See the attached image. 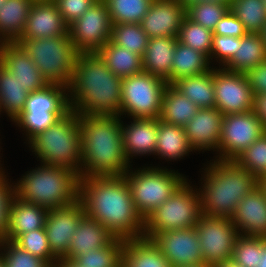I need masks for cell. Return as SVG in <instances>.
<instances>
[{"label":"cell","mask_w":266,"mask_h":267,"mask_svg":"<svg viewBox=\"0 0 266 267\" xmlns=\"http://www.w3.org/2000/svg\"><path fill=\"white\" fill-rule=\"evenodd\" d=\"M79 200L86 215L115 237L143 238L144 219L135 208L124 176L80 177Z\"/></svg>","instance_id":"cell-1"},{"label":"cell","mask_w":266,"mask_h":267,"mask_svg":"<svg viewBox=\"0 0 266 267\" xmlns=\"http://www.w3.org/2000/svg\"><path fill=\"white\" fill-rule=\"evenodd\" d=\"M122 78L106 66L97 52H81L67 91L70 110L78 115L119 116Z\"/></svg>","instance_id":"cell-2"},{"label":"cell","mask_w":266,"mask_h":267,"mask_svg":"<svg viewBox=\"0 0 266 267\" xmlns=\"http://www.w3.org/2000/svg\"><path fill=\"white\" fill-rule=\"evenodd\" d=\"M78 118L82 151L79 177L123 176L130 163L123 151L120 116L81 114Z\"/></svg>","instance_id":"cell-3"},{"label":"cell","mask_w":266,"mask_h":267,"mask_svg":"<svg viewBox=\"0 0 266 267\" xmlns=\"http://www.w3.org/2000/svg\"><path fill=\"white\" fill-rule=\"evenodd\" d=\"M199 191L201 212L212 217L231 219L243 197L258 187V179L234 160H218L204 169Z\"/></svg>","instance_id":"cell-4"},{"label":"cell","mask_w":266,"mask_h":267,"mask_svg":"<svg viewBox=\"0 0 266 267\" xmlns=\"http://www.w3.org/2000/svg\"><path fill=\"white\" fill-rule=\"evenodd\" d=\"M79 181L72 169L41 164L14 185V195L47 209L59 208L79 199Z\"/></svg>","instance_id":"cell-5"},{"label":"cell","mask_w":266,"mask_h":267,"mask_svg":"<svg viewBox=\"0 0 266 267\" xmlns=\"http://www.w3.org/2000/svg\"><path fill=\"white\" fill-rule=\"evenodd\" d=\"M42 164L63 166L80 174L82 163L81 132L78 114L69 111L29 143Z\"/></svg>","instance_id":"cell-6"},{"label":"cell","mask_w":266,"mask_h":267,"mask_svg":"<svg viewBox=\"0 0 266 267\" xmlns=\"http://www.w3.org/2000/svg\"><path fill=\"white\" fill-rule=\"evenodd\" d=\"M16 43L29 55L48 84L69 86L79 54L69 32L56 37L18 39Z\"/></svg>","instance_id":"cell-7"},{"label":"cell","mask_w":266,"mask_h":267,"mask_svg":"<svg viewBox=\"0 0 266 267\" xmlns=\"http://www.w3.org/2000/svg\"><path fill=\"white\" fill-rule=\"evenodd\" d=\"M128 170L125 177L135 208L145 219L153 210L169 199L187 180L182 174L168 169L147 167L132 172Z\"/></svg>","instance_id":"cell-8"},{"label":"cell","mask_w":266,"mask_h":267,"mask_svg":"<svg viewBox=\"0 0 266 267\" xmlns=\"http://www.w3.org/2000/svg\"><path fill=\"white\" fill-rule=\"evenodd\" d=\"M66 89L68 87L48 84L39 91L29 93L24 110L14 119L23 131L26 130L24 133L28 141L70 111Z\"/></svg>","instance_id":"cell-9"},{"label":"cell","mask_w":266,"mask_h":267,"mask_svg":"<svg viewBox=\"0 0 266 267\" xmlns=\"http://www.w3.org/2000/svg\"><path fill=\"white\" fill-rule=\"evenodd\" d=\"M199 194L186 180L169 199L144 219V233L195 227L202 214Z\"/></svg>","instance_id":"cell-10"},{"label":"cell","mask_w":266,"mask_h":267,"mask_svg":"<svg viewBox=\"0 0 266 267\" xmlns=\"http://www.w3.org/2000/svg\"><path fill=\"white\" fill-rule=\"evenodd\" d=\"M167 85L146 72L122 78L119 116L128 113L131 118H159Z\"/></svg>","instance_id":"cell-11"},{"label":"cell","mask_w":266,"mask_h":267,"mask_svg":"<svg viewBox=\"0 0 266 267\" xmlns=\"http://www.w3.org/2000/svg\"><path fill=\"white\" fill-rule=\"evenodd\" d=\"M195 229L204 263L216 267L232 259L234 244L240 234L231 219L201 214Z\"/></svg>","instance_id":"cell-12"},{"label":"cell","mask_w":266,"mask_h":267,"mask_svg":"<svg viewBox=\"0 0 266 267\" xmlns=\"http://www.w3.org/2000/svg\"><path fill=\"white\" fill-rule=\"evenodd\" d=\"M266 132L254 111L224 115L218 146V160H235L255 140Z\"/></svg>","instance_id":"cell-13"},{"label":"cell","mask_w":266,"mask_h":267,"mask_svg":"<svg viewBox=\"0 0 266 267\" xmlns=\"http://www.w3.org/2000/svg\"><path fill=\"white\" fill-rule=\"evenodd\" d=\"M112 26L107 5L103 0H98L69 25L68 32L79 53L97 52L111 39Z\"/></svg>","instance_id":"cell-14"},{"label":"cell","mask_w":266,"mask_h":267,"mask_svg":"<svg viewBox=\"0 0 266 267\" xmlns=\"http://www.w3.org/2000/svg\"><path fill=\"white\" fill-rule=\"evenodd\" d=\"M167 258L171 267L203 263L201 245L195 227L174 229L162 233H144Z\"/></svg>","instance_id":"cell-15"},{"label":"cell","mask_w":266,"mask_h":267,"mask_svg":"<svg viewBox=\"0 0 266 267\" xmlns=\"http://www.w3.org/2000/svg\"><path fill=\"white\" fill-rule=\"evenodd\" d=\"M221 68H214L215 107L223 115L252 111L254 94L245 74Z\"/></svg>","instance_id":"cell-16"},{"label":"cell","mask_w":266,"mask_h":267,"mask_svg":"<svg viewBox=\"0 0 266 267\" xmlns=\"http://www.w3.org/2000/svg\"><path fill=\"white\" fill-rule=\"evenodd\" d=\"M85 215L79 199L73 204L49 209L44 229L50 249L58 259L67 254L73 234Z\"/></svg>","instance_id":"cell-17"},{"label":"cell","mask_w":266,"mask_h":267,"mask_svg":"<svg viewBox=\"0 0 266 267\" xmlns=\"http://www.w3.org/2000/svg\"><path fill=\"white\" fill-rule=\"evenodd\" d=\"M186 9L178 0H154L141 21L148 38L178 37Z\"/></svg>","instance_id":"cell-18"},{"label":"cell","mask_w":266,"mask_h":267,"mask_svg":"<svg viewBox=\"0 0 266 267\" xmlns=\"http://www.w3.org/2000/svg\"><path fill=\"white\" fill-rule=\"evenodd\" d=\"M0 64L28 93L45 88L48 83L24 49L16 42H6L0 51Z\"/></svg>","instance_id":"cell-19"},{"label":"cell","mask_w":266,"mask_h":267,"mask_svg":"<svg viewBox=\"0 0 266 267\" xmlns=\"http://www.w3.org/2000/svg\"><path fill=\"white\" fill-rule=\"evenodd\" d=\"M68 27L51 0H35L25 30L19 39H41L66 35Z\"/></svg>","instance_id":"cell-20"},{"label":"cell","mask_w":266,"mask_h":267,"mask_svg":"<svg viewBox=\"0 0 266 267\" xmlns=\"http://www.w3.org/2000/svg\"><path fill=\"white\" fill-rule=\"evenodd\" d=\"M223 113L214 108H199L184 126L190 146L195 150L217 149L220 141Z\"/></svg>","instance_id":"cell-21"},{"label":"cell","mask_w":266,"mask_h":267,"mask_svg":"<svg viewBox=\"0 0 266 267\" xmlns=\"http://www.w3.org/2000/svg\"><path fill=\"white\" fill-rule=\"evenodd\" d=\"M231 220L240 235L266 237V196L259 187L243 197Z\"/></svg>","instance_id":"cell-22"},{"label":"cell","mask_w":266,"mask_h":267,"mask_svg":"<svg viewBox=\"0 0 266 267\" xmlns=\"http://www.w3.org/2000/svg\"><path fill=\"white\" fill-rule=\"evenodd\" d=\"M133 123H122V141L124 154L130 158L137 155L155 154L158 136L159 118H133Z\"/></svg>","instance_id":"cell-23"},{"label":"cell","mask_w":266,"mask_h":267,"mask_svg":"<svg viewBox=\"0 0 266 267\" xmlns=\"http://www.w3.org/2000/svg\"><path fill=\"white\" fill-rule=\"evenodd\" d=\"M49 209L13 196L9 208V222L4 240L15 241L20 235L42 229Z\"/></svg>","instance_id":"cell-24"},{"label":"cell","mask_w":266,"mask_h":267,"mask_svg":"<svg viewBox=\"0 0 266 267\" xmlns=\"http://www.w3.org/2000/svg\"><path fill=\"white\" fill-rule=\"evenodd\" d=\"M116 238L100 222L85 215L73 234L67 254L62 259L73 261L89 250L108 246Z\"/></svg>","instance_id":"cell-25"},{"label":"cell","mask_w":266,"mask_h":267,"mask_svg":"<svg viewBox=\"0 0 266 267\" xmlns=\"http://www.w3.org/2000/svg\"><path fill=\"white\" fill-rule=\"evenodd\" d=\"M177 37L150 38L142 57L143 72L157 76L169 84Z\"/></svg>","instance_id":"cell-26"},{"label":"cell","mask_w":266,"mask_h":267,"mask_svg":"<svg viewBox=\"0 0 266 267\" xmlns=\"http://www.w3.org/2000/svg\"><path fill=\"white\" fill-rule=\"evenodd\" d=\"M122 267H171L167 258L147 238L125 239Z\"/></svg>","instance_id":"cell-27"},{"label":"cell","mask_w":266,"mask_h":267,"mask_svg":"<svg viewBox=\"0 0 266 267\" xmlns=\"http://www.w3.org/2000/svg\"><path fill=\"white\" fill-rule=\"evenodd\" d=\"M35 0H5L0 7V36L5 42H16L25 30Z\"/></svg>","instance_id":"cell-28"},{"label":"cell","mask_w":266,"mask_h":267,"mask_svg":"<svg viewBox=\"0 0 266 267\" xmlns=\"http://www.w3.org/2000/svg\"><path fill=\"white\" fill-rule=\"evenodd\" d=\"M171 85L199 108L215 107L214 69L200 75L182 77Z\"/></svg>","instance_id":"cell-29"},{"label":"cell","mask_w":266,"mask_h":267,"mask_svg":"<svg viewBox=\"0 0 266 267\" xmlns=\"http://www.w3.org/2000/svg\"><path fill=\"white\" fill-rule=\"evenodd\" d=\"M237 50L233 59L224 67L226 70L245 74L256 65L266 62V46L260 34L247 33L238 38Z\"/></svg>","instance_id":"cell-30"},{"label":"cell","mask_w":266,"mask_h":267,"mask_svg":"<svg viewBox=\"0 0 266 267\" xmlns=\"http://www.w3.org/2000/svg\"><path fill=\"white\" fill-rule=\"evenodd\" d=\"M193 150L184 127L158 121L155 155L169 160H177Z\"/></svg>","instance_id":"cell-31"},{"label":"cell","mask_w":266,"mask_h":267,"mask_svg":"<svg viewBox=\"0 0 266 267\" xmlns=\"http://www.w3.org/2000/svg\"><path fill=\"white\" fill-rule=\"evenodd\" d=\"M209 57L191 47L180 43L176 44L169 84L186 76H196L210 71Z\"/></svg>","instance_id":"cell-32"},{"label":"cell","mask_w":266,"mask_h":267,"mask_svg":"<svg viewBox=\"0 0 266 267\" xmlns=\"http://www.w3.org/2000/svg\"><path fill=\"white\" fill-rule=\"evenodd\" d=\"M199 107L183 96L171 84L166 86L159 120L184 127L197 113Z\"/></svg>","instance_id":"cell-33"},{"label":"cell","mask_w":266,"mask_h":267,"mask_svg":"<svg viewBox=\"0 0 266 267\" xmlns=\"http://www.w3.org/2000/svg\"><path fill=\"white\" fill-rule=\"evenodd\" d=\"M97 53L111 72L120 78L143 72L142 57L114 44L111 40Z\"/></svg>","instance_id":"cell-34"},{"label":"cell","mask_w":266,"mask_h":267,"mask_svg":"<svg viewBox=\"0 0 266 267\" xmlns=\"http://www.w3.org/2000/svg\"><path fill=\"white\" fill-rule=\"evenodd\" d=\"M28 96L16 77L0 64V112L3 109L14 121L24 110Z\"/></svg>","instance_id":"cell-35"},{"label":"cell","mask_w":266,"mask_h":267,"mask_svg":"<svg viewBox=\"0 0 266 267\" xmlns=\"http://www.w3.org/2000/svg\"><path fill=\"white\" fill-rule=\"evenodd\" d=\"M229 10L242 22L247 33L260 34L266 25L263 0H231Z\"/></svg>","instance_id":"cell-36"},{"label":"cell","mask_w":266,"mask_h":267,"mask_svg":"<svg viewBox=\"0 0 266 267\" xmlns=\"http://www.w3.org/2000/svg\"><path fill=\"white\" fill-rule=\"evenodd\" d=\"M123 248L124 239L116 238L108 246L77 256L73 262L81 267H122Z\"/></svg>","instance_id":"cell-37"},{"label":"cell","mask_w":266,"mask_h":267,"mask_svg":"<svg viewBox=\"0 0 266 267\" xmlns=\"http://www.w3.org/2000/svg\"><path fill=\"white\" fill-rule=\"evenodd\" d=\"M114 44L143 57L148 45V35L139 23L113 24L111 39Z\"/></svg>","instance_id":"cell-38"},{"label":"cell","mask_w":266,"mask_h":267,"mask_svg":"<svg viewBox=\"0 0 266 267\" xmlns=\"http://www.w3.org/2000/svg\"><path fill=\"white\" fill-rule=\"evenodd\" d=\"M113 24L141 23L154 0H103Z\"/></svg>","instance_id":"cell-39"},{"label":"cell","mask_w":266,"mask_h":267,"mask_svg":"<svg viewBox=\"0 0 266 267\" xmlns=\"http://www.w3.org/2000/svg\"><path fill=\"white\" fill-rule=\"evenodd\" d=\"M177 38L180 43L198 50L210 58L213 41L212 30L204 28L185 16Z\"/></svg>","instance_id":"cell-40"},{"label":"cell","mask_w":266,"mask_h":267,"mask_svg":"<svg viewBox=\"0 0 266 267\" xmlns=\"http://www.w3.org/2000/svg\"><path fill=\"white\" fill-rule=\"evenodd\" d=\"M257 179L266 175V132L234 160Z\"/></svg>","instance_id":"cell-41"},{"label":"cell","mask_w":266,"mask_h":267,"mask_svg":"<svg viewBox=\"0 0 266 267\" xmlns=\"http://www.w3.org/2000/svg\"><path fill=\"white\" fill-rule=\"evenodd\" d=\"M14 242L32 255L45 260L51 267L59 260L50 249L44 228L26 232Z\"/></svg>","instance_id":"cell-42"},{"label":"cell","mask_w":266,"mask_h":267,"mask_svg":"<svg viewBox=\"0 0 266 267\" xmlns=\"http://www.w3.org/2000/svg\"><path fill=\"white\" fill-rule=\"evenodd\" d=\"M228 11V4L204 2L188 7L186 16L193 22L213 31L217 23Z\"/></svg>","instance_id":"cell-43"},{"label":"cell","mask_w":266,"mask_h":267,"mask_svg":"<svg viewBox=\"0 0 266 267\" xmlns=\"http://www.w3.org/2000/svg\"><path fill=\"white\" fill-rule=\"evenodd\" d=\"M1 248L5 253L1 251L0 258L6 267H51L45 260L27 252L14 241L1 240Z\"/></svg>","instance_id":"cell-44"},{"label":"cell","mask_w":266,"mask_h":267,"mask_svg":"<svg viewBox=\"0 0 266 267\" xmlns=\"http://www.w3.org/2000/svg\"><path fill=\"white\" fill-rule=\"evenodd\" d=\"M262 253V237L240 235L234 244L232 259L242 267H257Z\"/></svg>","instance_id":"cell-45"},{"label":"cell","mask_w":266,"mask_h":267,"mask_svg":"<svg viewBox=\"0 0 266 267\" xmlns=\"http://www.w3.org/2000/svg\"><path fill=\"white\" fill-rule=\"evenodd\" d=\"M64 22L69 26L80 18L98 0H51Z\"/></svg>","instance_id":"cell-46"},{"label":"cell","mask_w":266,"mask_h":267,"mask_svg":"<svg viewBox=\"0 0 266 267\" xmlns=\"http://www.w3.org/2000/svg\"><path fill=\"white\" fill-rule=\"evenodd\" d=\"M238 38L231 36H219L213 35L212 48L210 52V58L216 56L222 66H226L237 53ZM214 55V56H213Z\"/></svg>","instance_id":"cell-47"},{"label":"cell","mask_w":266,"mask_h":267,"mask_svg":"<svg viewBox=\"0 0 266 267\" xmlns=\"http://www.w3.org/2000/svg\"><path fill=\"white\" fill-rule=\"evenodd\" d=\"M5 172H0V241L4 240L9 222V208L14 196V186L8 184ZM12 187V188H11Z\"/></svg>","instance_id":"cell-48"},{"label":"cell","mask_w":266,"mask_h":267,"mask_svg":"<svg viewBox=\"0 0 266 267\" xmlns=\"http://www.w3.org/2000/svg\"><path fill=\"white\" fill-rule=\"evenodd\" d=\"M247 34L242 22L229 10L217 23L213 35L240 38Z\"/></svg>","instance_id":"cell-49"},{"label":"cell","mask_w":266,"mask_h":267,"mask_svg":"<svg viewBox=\"0 0 266 267\" xmlns=\"http://www.w3.org/2000/svg\"><path fill=\"white\" fill-rule=\"evenodd\" d=\"M245 76L254 96L266 94V62L248 70Z\"/></svg>","instance_id":"cell-50"},{"label":"cell","mask_w":266,"mask_h":267,"mask_svg":"<svg viewBox=\"0 0 266 267\" xmlns=\"http://www.w3.org/2000/svg\"><path fill=\"white\" fill-rule=\"evenodd\" d=\"M253 111L261 119L266 129V94L254 96Z\"/></svg>","instance_id":"cell-51"},{"label":"cell","mask_w":266,"mask_h":267,"mask_svg":"<svg viewBox=\"0 0 266 267\" xmlns=\"http://www.w3.org/2000/svg\"><path fill=\"white\" fill-rule=\"evenodd\" d=\"M185 9L188 7L197 4V3H204V2H212V3H220V4H228L230 6L231 0H178Z\"/></svg>","instance_id":"cell-52"},{"label":"cell","mask_w":266,"mask_h":267,"mask_svg":"<svg viewBox=\"0 0 266 267\" xmlns=\"http://www.w3.org/2000/svg\"><path fill=\"white\" fill-rule=\"evenodd\" d=\"M262 253L263 256H259L257 267H266V237H262Z\"/></svg>","instance_id":"cell-53"},{"label":"cell","mask_w":266,"mask_h":267,"mask_svg":"<svg viewBox=\"0 0 266 267\" xmlns=\"http://www.w3.org/2000/svg\"><path fill=\"white\" fill-rule=\"evenodd\" d=\"M54 267H81V266L67 259H59L54 265Z\"/></svg>","instance_id":"cell-54"},{"label":"cell","mask_w":266,"mask_h":267,"mask_svg":"<svg viewBox=\"0 0 266 267\" xmlns=\"http://www.w3.org/2000/svg\"><path fill=\"white\" fill-rule=\"evenodd\" d=\"M216 267H242V266L239 265L237 262H235L233 259H229L217 265Z\"/></svg>","instance_id":"cell-55"},{"label":"cell","mask_w":266,"mask_h":267,"mask_svg":"<svg viewBox=\"0 0 266 267\" xmlns=\"http://www.w3.org/2000/svg\"><path fill=\"white\" fill-rule=\"evenodd\" d=\"M258 187L263 191L266 196V175L258 179Z\"/></svg>","instance_id":"cell-56"},{"label":"cell","mask_w":266,"mask_h":267,"mask_svg":"<svg viewBox=\"0 0 266 267\" xmlns=\"http://www.w3.org/2000/svg\"><path fill=\"white\" fill-rule=\"evenodd\" d=\"M179 267H215V266H210V265L203 262V263L197 264V265L179 266Z\"/></svg>","instance_id":"cell-57"},{"label":"cell","mask_w":266,"mask_h":267,"mask_svg":"<svg viewBox=\"0 0 266 267\" xmlns=\"http://www.w3.org/2000/svg\"><path fill=\"white\" fill-rule=\"evenodd\" d=\"M262 39L264 40V45L266 46V25L263 27L262 32L260 33Z\"/></svg>","instance_id":"cell-58"},{"label":"cell","mask_w":266,"mask_h":267,"mask_svg":"<svg viewBox=\"0 0 266 267\" xmlns=\"http://www.w3.org/2000/svg\"><path fill=\"white\" fill-rule=\"evenodd\" d=\"M6 42L2 39V37L0 36V51L2 50V48H3V46H4V44H5Z\"/></svg>","instance_id":"cell-59"},{"label":"cell","mask_w":266,"mask_h":267,"mask_svg":"<svg viewBox=\"0 0 266 267\" xmlns=\"http://www.w3.org/2000/svg\"><path fill=\"white\" fill-rule=\"evenodd\" d=\"M0 267H6L4 261L0 258Z\"/></svg>","instance_id":"cell-60"},{"label":"cell","mask_w":266,"mask_h":267,"mask_svg":"<svg viewBox=\"0 0 266 267\" xmlns=\"http://www.w3.org/2000/svg\"><path fill=\"white\" fill-rule=\"evenodd\" d=\"M4 2L5 0H0V7L3 5Z\"/></svg>","instance_id":"cell-61"}]
</instances>
